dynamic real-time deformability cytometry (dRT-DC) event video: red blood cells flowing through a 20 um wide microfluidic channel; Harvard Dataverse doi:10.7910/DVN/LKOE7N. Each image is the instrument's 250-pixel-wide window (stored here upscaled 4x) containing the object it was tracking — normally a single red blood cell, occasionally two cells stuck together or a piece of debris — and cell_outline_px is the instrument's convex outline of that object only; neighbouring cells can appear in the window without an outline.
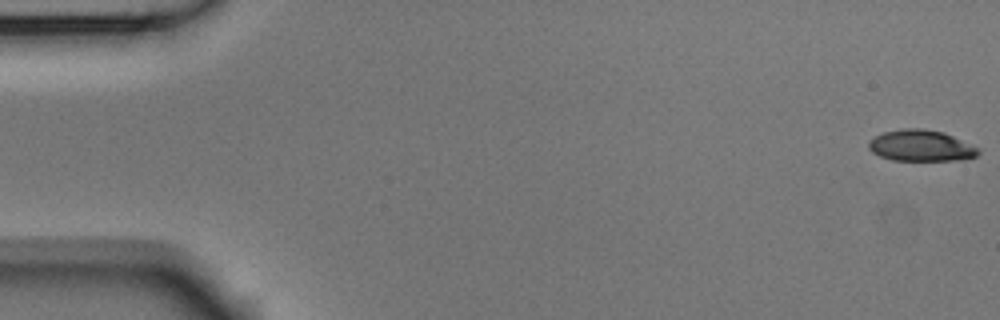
{"species": "Egyptian fruit bat (a non-hibernating species)", "species_latin": "Rousettus aegyptiacus", "temperature_condition": "room temperature", "stored_images_in_passage": 17, "camera_frame_rate_fps": 3000, "um_per_image_px": 0.085, "animal": {"sex": "male"}, "frame": {"image": 1, "passage_image": 1, "time_ms": 0.0, "image_size_px": [1000, 320], "cell_outline_px": [[980, 152], [976, 156], [956, 160], [892, 160], [880, 156], [872, 152], [868, 148], [868, 144], [876, 136], [884, 132], [904, 128], [924, 128], [944, 132], [980, 148]], "centroid_in_image_um": [78.3, 12.37], "position_along_channel_um": 6.7, "area_um2": 19.88}}
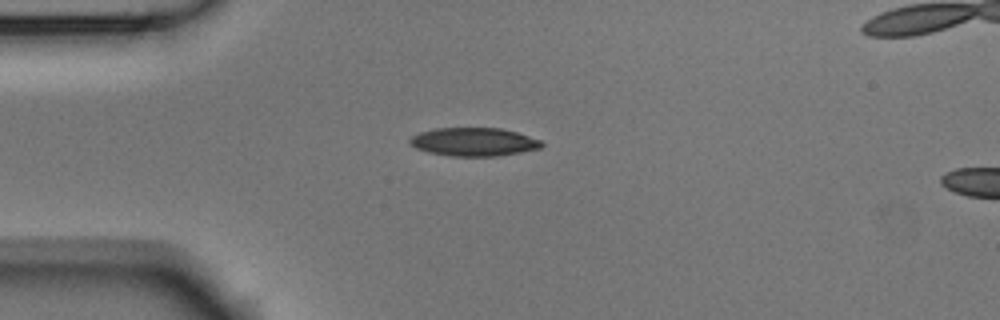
{"frame": {"image": 2, "passage_image": 14, "time_ms": 4.333, "image_size_px": [1000, 320], "cell_outline_px": [[544, 144], [540, 148], [520, 152], [496, 156], [448, 156], [428, 152], [416, 148], [408, 144], [408, 140], [412, 136], [420, 132], [436, 128], [500, 128], [516, 132], [540, 140]], "centroid_in_image_um": [40.23, 12.06], "position_along_channel_um": 44.8, "area_um2": 21.73}}